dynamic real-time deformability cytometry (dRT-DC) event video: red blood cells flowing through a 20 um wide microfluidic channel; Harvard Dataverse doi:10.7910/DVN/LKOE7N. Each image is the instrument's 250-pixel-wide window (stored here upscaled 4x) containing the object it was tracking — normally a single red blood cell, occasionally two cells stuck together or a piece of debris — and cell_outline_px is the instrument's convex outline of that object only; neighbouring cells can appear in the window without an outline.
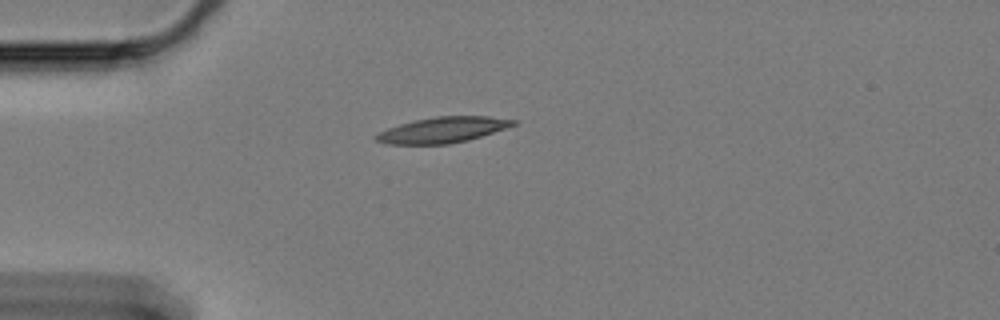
{"species": "Egyptian fruit bat (a non-hibernating species)", "species_latin": "Rousettus aegyptiacus", "temperature_condition": "cold", "stored_images_in_passage": 8, "camera_frame_rate_fps": 3000, "um_per_image_px": 0.085, "animal": {"sex": "female"}, "frame": {"image": 1, "passage_image": 1, "time_ms": 0.0, "image_size_px": [1000, 320], "cell_outline_px": [[516, 124], [468, 140], [448, 144], [388, 144], [376, 140], [376, 136], [380, 132], [388, 128], [400, 124], [416, 120], [436, 116], [488, 116], [516, 120]], "centroid_in_image_um": [37.63, 11.04], "position_along_channel_um": 47.4, "area_um2": 20.11}}
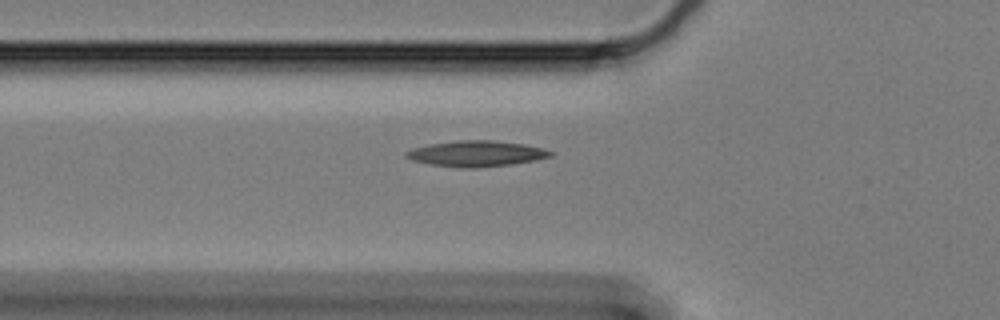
{"frame": {"image": 2, "passage_image": 6, "time_ms": 1.667, "image_size_px": [1000, 320], "cell_outline_px": [[552, 156], [536, 160], [512, 164], [476, 168], [468, 168], [432, 164], [412, 160], [404, 156], [404, 152], [428, 144], [456, 140], [492, 140], [524, 144], [544, 148], [552, 152]], "centroid_in_image_um": [40.51, 13.05], "position_along_channel_um": 85.3, "area_um2": 21.56}}